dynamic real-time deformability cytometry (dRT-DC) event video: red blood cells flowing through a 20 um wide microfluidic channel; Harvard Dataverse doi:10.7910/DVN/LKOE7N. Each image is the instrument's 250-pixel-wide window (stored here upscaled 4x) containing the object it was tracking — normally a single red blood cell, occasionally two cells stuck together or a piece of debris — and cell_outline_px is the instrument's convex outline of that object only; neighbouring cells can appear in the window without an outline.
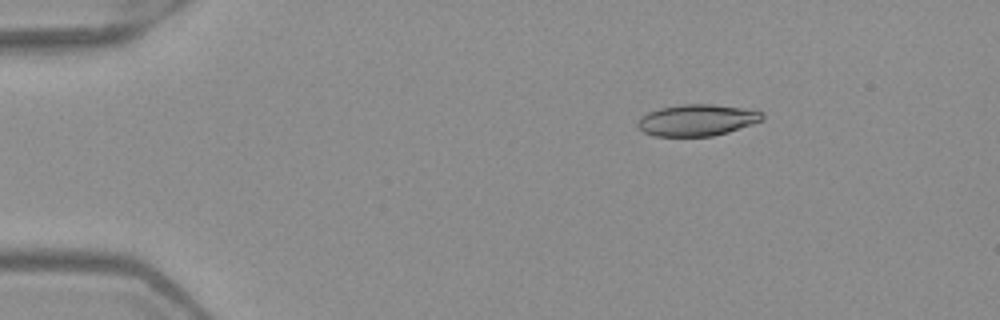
{"species": "Egyptian fruit bat (a non-hibernating species)", "species_latin": "Rousettus aegyptiacus", "temperature_condition": "warm", "stored_images_in_passage": 5, "camera_frame_rate_fps": 3000, "um_per_image_px": 0.085, "frame": {"image": 1, "passage_image": 3, "time_ms": 0.667, "image_size_px": [1000, 320], "cell_outline_px": [[764, 120], [728, 132], [712, 136], [652, 136], [644, 132], [636, 124], [640, 116], [648, 112], [660, 108], [680, 104], [712, 104], [740, 108], [764, 112]], "centroid_in_image_um": [59.23, 10.21], "position_along_channel_um": 25.8, "area_um2": 22.89}}